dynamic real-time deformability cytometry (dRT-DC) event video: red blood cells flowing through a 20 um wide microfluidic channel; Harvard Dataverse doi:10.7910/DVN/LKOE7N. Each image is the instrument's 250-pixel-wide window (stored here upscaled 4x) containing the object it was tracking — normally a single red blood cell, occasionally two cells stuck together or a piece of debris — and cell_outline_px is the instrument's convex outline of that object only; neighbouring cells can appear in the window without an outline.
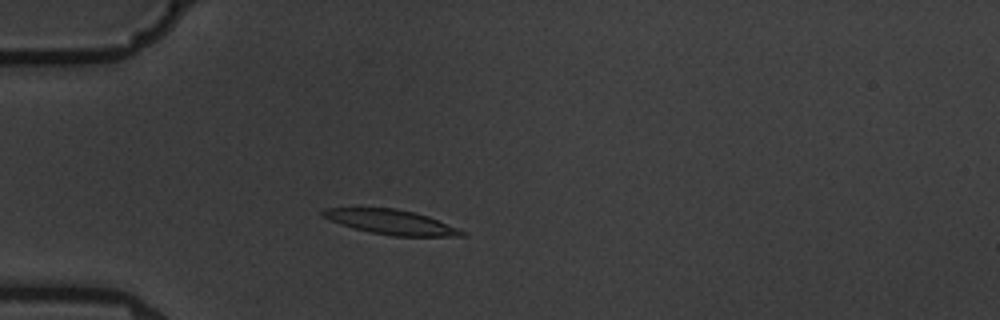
{"species": "common noctule bat (a hibernating species)", "species_latin": "Nyctalus noctula", "temperature_condition": "warm", "stored_images_in_passage": 5, "camera_frame_rate_fps": 3000, "um_per_image_px": 0.085, "animal": {"sex": "male", "body_mass_g": 19.5, "forearm_length_mm": 54.6}, "frame": {"image": 1, "passage_image": 4, "time_ms": 3.667, "image_size_px": [1000, 320], "cell_outline_px": [[468, 232], [464, 236], [392, 236], [352, 228], [340, 224], [320, 216], [320, 212], [324, 208], [396, 208], [428, 216]], "centroid_in_image_um": [33.23, 18.87], "position_along_channel_um": 51.8, "area_um2": 19.94}}